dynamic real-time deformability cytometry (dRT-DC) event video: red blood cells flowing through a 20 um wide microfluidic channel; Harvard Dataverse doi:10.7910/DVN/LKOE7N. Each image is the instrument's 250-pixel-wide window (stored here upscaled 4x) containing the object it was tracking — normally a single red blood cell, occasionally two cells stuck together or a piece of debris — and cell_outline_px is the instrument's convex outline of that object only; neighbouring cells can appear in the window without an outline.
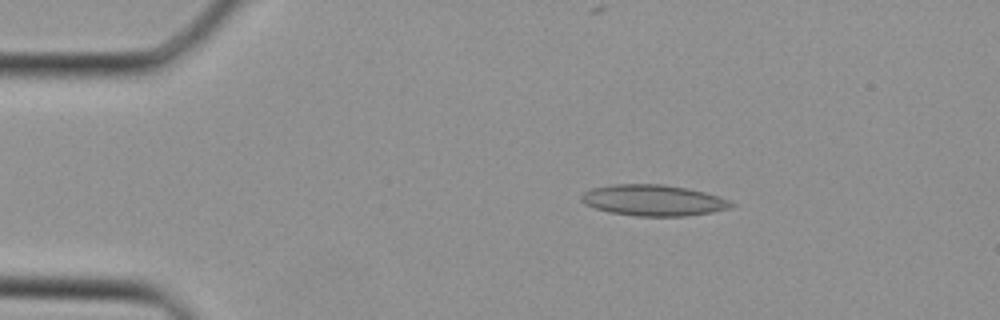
{"species": "Egyptian fruit bat (a non-hibernating species)", "species_latin": "Rousettus aegyptiacus", "temperature_condition": "cold", "stored_images_in_passage": 32, "camera_frame_rate_fps": 3000, "um_per_image_px": 0.085, "animal": {"sex": "female"}, "frame": {"image": 1, "passage_image": 1, "time_ms": 0.0, "image_size_px": [1000, 320], "cell_outline_px": [[736, 204], [732, 208], [712, 212], [684, 216], [636, 216], [608, 212], [584, 204], [580, 200], [580, 196], [584, 192], [592, 188], [612, 184], [660, 184], [688, 188], [720, 196]], "centroid_in_image_um": [55.54, 17.02], "position_along_channel_um": 29.5, "area_um2": 27.28}}
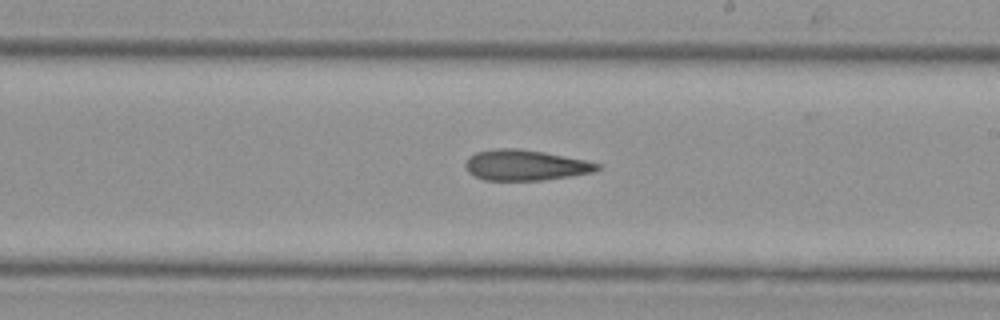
{"frame": {"image": 2, "passage_image": 16, "time_ms": 5.0, "image_size_px": [1000, 320], "cell_outline_px": [[604, 168], [592, 172], [544, 180], [484, 180], [468, 172], [464, 164], [468, 156], [476, 152], [496, 148], [520, 148], [544, 152], [604, 164]], "centroid_in_image_um": [44.66, 14.03], "position_along_channel_um": 244.3, "area_um2": 23.64}}
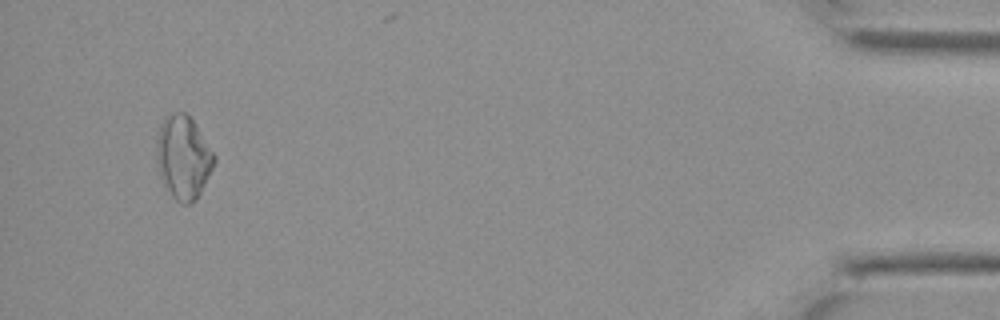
{"frame": {"image": 3, "passage_image": 30, "time_ms": 9.667, "image_size_px": [1000, 320], "cell_outline_px": [[216, 160], [196, 200], [188, 204], [180, 204], [172, 196], [164, 184], [160, 176], [156, 160], [156, 140], [160, 124], [164, 116], [168, 112], [184, 112], [192, 120], [216, 156]], "centroid_in_image_um": [15.54, 13.35], "position_along_channel_um": 419.7, "area_um2": 27.92}}